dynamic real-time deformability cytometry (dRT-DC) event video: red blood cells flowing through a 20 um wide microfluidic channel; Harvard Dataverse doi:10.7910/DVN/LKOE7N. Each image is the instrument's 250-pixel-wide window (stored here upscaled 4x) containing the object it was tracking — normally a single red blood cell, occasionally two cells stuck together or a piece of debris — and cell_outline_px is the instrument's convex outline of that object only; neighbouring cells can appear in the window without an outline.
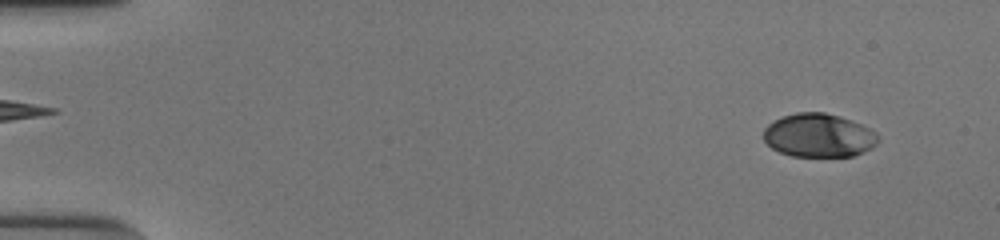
{"species": "human", "species_latin": "Homo sapiens", "temperature_condition": "cold", "stored_images_in_passage": 50, "camera_frame_rate_fps": 3000, "um_per_image_px": 0.085, "donor": {"sex": "male"}, "frame": {"image": 1, "passage_image": 1, "time_ms": 0.0, "image_size_px": [1000, 240], "cell_outline_px": [[880, 140], [872, 148], [864, 152], [852, 156], [792, 156], [780, 152], [772, 148], [764, 140], [764, 128], [768, 124], [784, 116], [796, 112], [824, 112], [840, 116], [860, 124], [876, 132]], "centroid_in_image_um": [69.61, 11.51], "position_along_channel_um": 15.4, "area_um2": 29.02}}
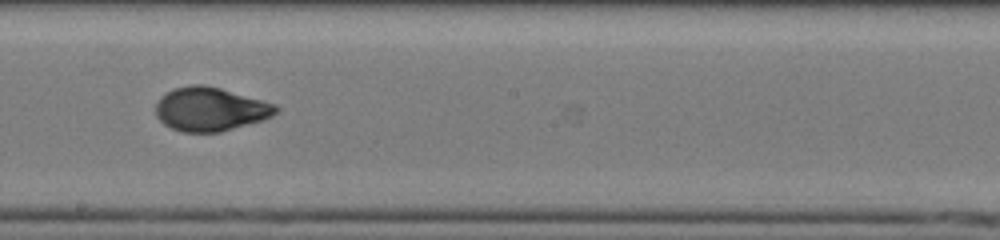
{"frame": {"image": 2, "passage_image": 28, "time_ms": 9.0, "image_size_px": [1000, 240], "cell_outline_px": [[280, 108], [272, 116], [264, 120], [220, 132], [180, 132], [164, 124], [156, 116], [156, 104], [160, 96], [176, 88], [192, 84], [204, 84], [220, 88], [276, 104]], "centroid_in_image_um": [17.88, 9.28], "position_along_channel_um": 230.3, "area_um2": 30.63}}
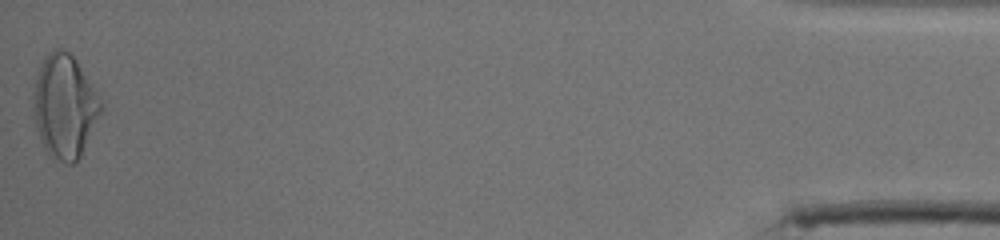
{"frame": {"image": 3, "passage_image": 50, "time_ms": 16.333, "image_size_px": [1000, 240], "cell_outline_px": [[104, 108], [80, 156], [72, 164], [68, 164], [52, 160], [44, 148], [40, 140], [36, 128], [36, 80], [44, 56], [48, 52], [56, 48], [60, 48], [68, 52], [76, 60], [104, 104]], "centroid_in_image_um": [5.53, 9.07], "position_along_channel_um": 429.7, "area_um2": 40.06}, "authors_computed_cell_mechanics": {"area_um2": 30.5762, "velocity_mm_per_s": 3.8859, "shape_relaxation_time_tau1_ms": 4.7106, "shape_relaxation_time_tau2_ms": 0.8582, "deformation_change_tau1": 0.1742, "deformation_change_tau2": 0.0414}}